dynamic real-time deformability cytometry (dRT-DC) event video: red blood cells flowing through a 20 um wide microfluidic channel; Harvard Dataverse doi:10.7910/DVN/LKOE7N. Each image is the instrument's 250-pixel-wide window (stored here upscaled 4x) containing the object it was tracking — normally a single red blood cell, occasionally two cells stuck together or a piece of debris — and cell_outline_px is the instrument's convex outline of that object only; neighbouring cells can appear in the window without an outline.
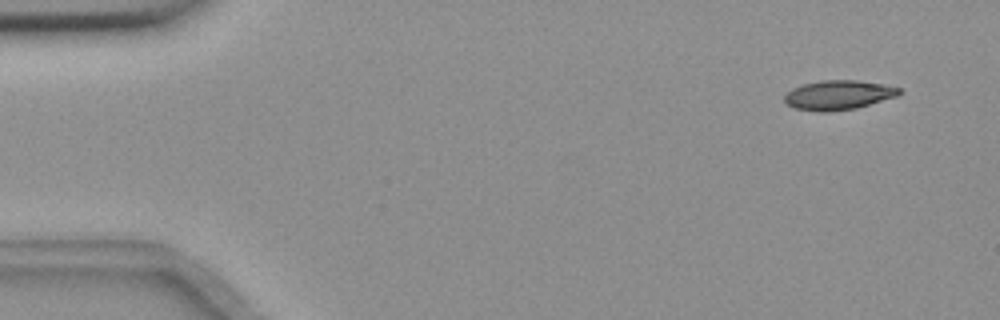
{"species": "common noctule bat (a hibernating species)", "species_latin": "Nyctalus noctula", "temperature_condition": "room temperature", "stored_images_in_passage": 5, "camera_frame_rate_fps": 3000, "um_per_image_px": 0.085, "animal": {"sex": "female", "body_mass_g": 18.4}, "frame": {"image": 1, "passage_image": 1, "time_ms": 0.0, "image_size_px": [1000, 320], "cell_outline_px": [[900, 96], [856, 108], [828, 112], [820, 112], [792, 108], [784, 100], [784, 96], [792, 88], [804, 84], [820, 80], [856, 80], [884, 84], [900, 88]], "centroid_in_image_um": [71.28, 8.08], "position_along_channel_um": 13.7, "area_um2": 19.83}}
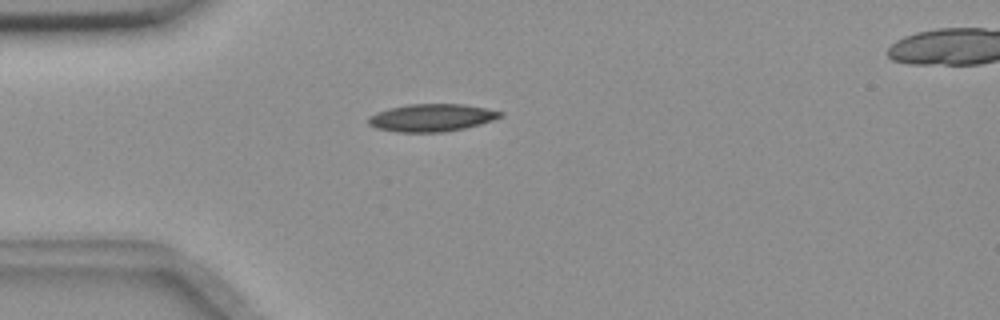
{"frame": {"image": 2, "passage_image": 4, "time_ms": 1.0, "image_size_px": [1000, 320], "cell_outline_px": [[504, 116], [480, 124], [464, 128], [444, 132], [396, 132], [376, 128], [368, 124], [368, 116], [376, 112], [388, 108], [408, 104], [464, 104], [504, 112]], "centroid_in_image_um": [36.66, 10.0], "position_along_channel_um": 48.3, "area_um2": 21.27}}